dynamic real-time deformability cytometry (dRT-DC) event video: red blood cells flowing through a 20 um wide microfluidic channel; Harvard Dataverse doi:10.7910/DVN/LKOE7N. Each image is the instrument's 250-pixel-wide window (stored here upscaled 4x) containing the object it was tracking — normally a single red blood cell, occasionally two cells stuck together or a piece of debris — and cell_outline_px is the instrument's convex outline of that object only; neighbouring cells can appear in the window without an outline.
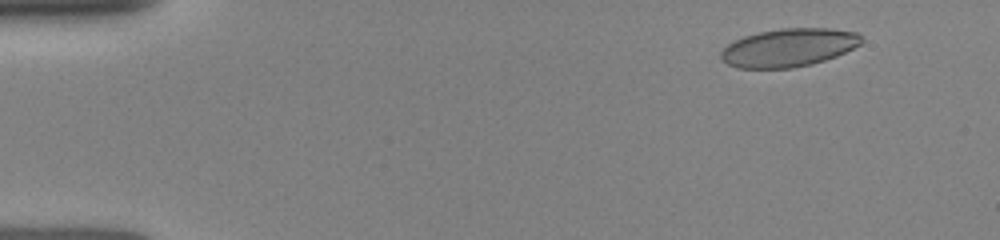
{"species": "human", "species_latin": "Homo sapiens", "temperature_condition": "room temperature", "stored_images_in_passage": 12, "camera_frame_rate_fps": 3000, "um_per_image_px": 0.085, "donor": {"sex": "female"}, "frame": {"image": 1, "passage_image": 3, "time_ms": 0.667, "image_size_px": [1000, 240], "cell_outline_px": [[864, 40], [860, 44], [836, 56], [812, 64], [792, 68], [736, 68], [720, 60], [720, 52], [728, 44], [744, 36], [760, 32], [784, 28], [828, 28], [860, 32]], "centroid_in_image_um": [67.05, 4.05], "position_along_channel_um": 18.0, "area_um2": 31.33}}
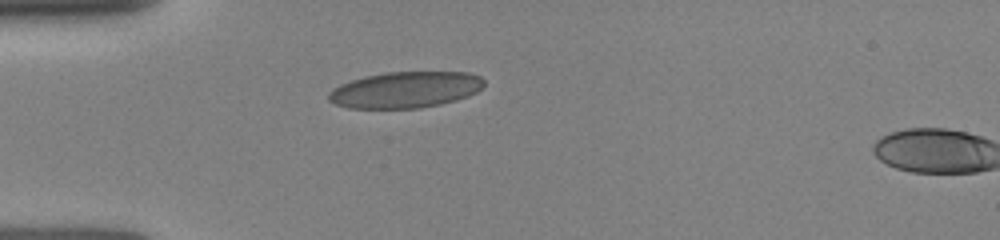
{"frame": {"image": 2, "passage_image": 10, "time_ms": 3.667, "image_size_px": [1000, 240], "cell_outline_px": [[484, 84], [476, 92], [468, 96], [456, 100], [440, 104], [420, 108], [348, 108], [336, 104], [328, 100], [328, 92], [332, 88], [340, 84], [364, 76], [384, 72], [468, 72], [480, 76], [484, 80]], "centroid_in_image_um": [34.43, 7.63], "position_along_channel_um": 50.6, "area_um2": 32.89}}